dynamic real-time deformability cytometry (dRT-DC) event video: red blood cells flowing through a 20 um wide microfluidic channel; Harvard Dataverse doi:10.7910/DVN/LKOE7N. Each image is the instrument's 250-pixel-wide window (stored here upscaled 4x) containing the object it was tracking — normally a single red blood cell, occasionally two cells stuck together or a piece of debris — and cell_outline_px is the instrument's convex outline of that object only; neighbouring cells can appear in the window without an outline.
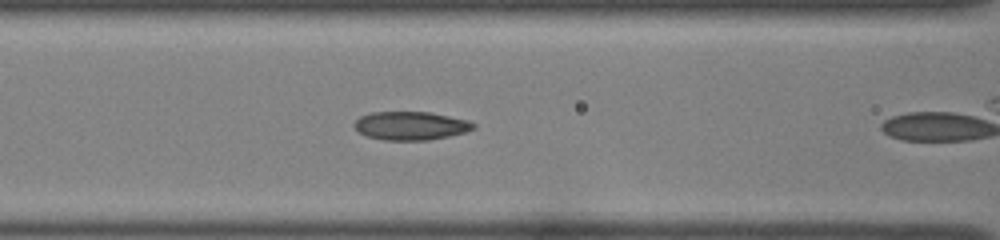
{"species": "common noctule bat (a hibernating species)", "species_latin": "Nyctalus noctula", "temperature_condition": "room temperature", "stored_images_in_passage": 27, "camera_frame_rate_fps": 3000, "um_per_image_px": 0.085, "animal": {"sex": "female", "body_mass_g": 22.0, "forearm_length_mm": 56.7}, "frame": {"image": 1, "passage_image": 7, "time_ms": 2.0, "image_size_px": [1000, 240], "cell_outline_px": [[476, 128], [464, 132], [448, 136], [428, 140], [384, 140], [368, 136], [360, 132], [352, 124], [360, 116], [372, 112], [428, 112], [468, 120], [476, 124]], "centroid_in_image_um": [34.91, 10.68], "position_along_channel_um": 131.7, "area_um2": 19.59}}
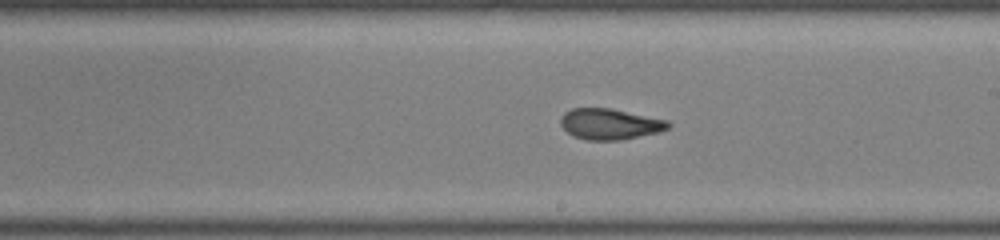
{"frame": {"image": 2, "passage_image": 15, "time_ms": 4.667, "image_size_px": [1000, 240], "cell_outline_px": [[672, 124], [668, 128], [660, 132], [620, 140], [588, 140], [572, 136], [560, 124], [560, 116], [564, 112], [572, 108], [612, 108], [668, 120]], "centroid_in_image_um": [51.84, 10.54], "position_along_channel_um": 237.2, "area_um2": 19.54}}
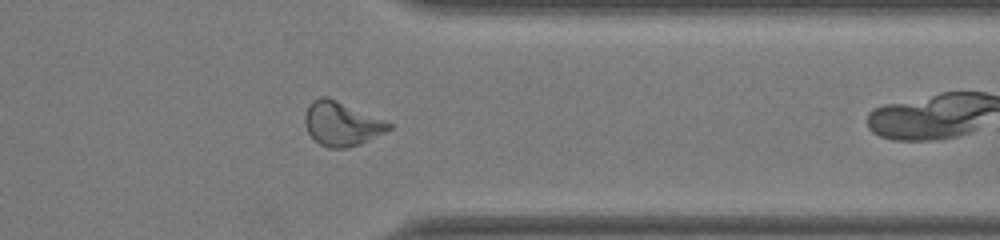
{"frame": {"image": 3, "passage_image": 26, "time_ms": 8.333, "image_size_px": [1000, 240], "cell_outline_px": [[392, 128], [360, 144], [348, 148], [328, 148], [320, 144], [308, 132], [304, 124], [304, 116], [308, 104], [312, 100], [320, 96], [328, 96], [384, 120], [392, 124]], "centroid_in_image_um": [29.0, 10.51], "position_along_channel_um": 382.4, "area_um2": 21.5}}